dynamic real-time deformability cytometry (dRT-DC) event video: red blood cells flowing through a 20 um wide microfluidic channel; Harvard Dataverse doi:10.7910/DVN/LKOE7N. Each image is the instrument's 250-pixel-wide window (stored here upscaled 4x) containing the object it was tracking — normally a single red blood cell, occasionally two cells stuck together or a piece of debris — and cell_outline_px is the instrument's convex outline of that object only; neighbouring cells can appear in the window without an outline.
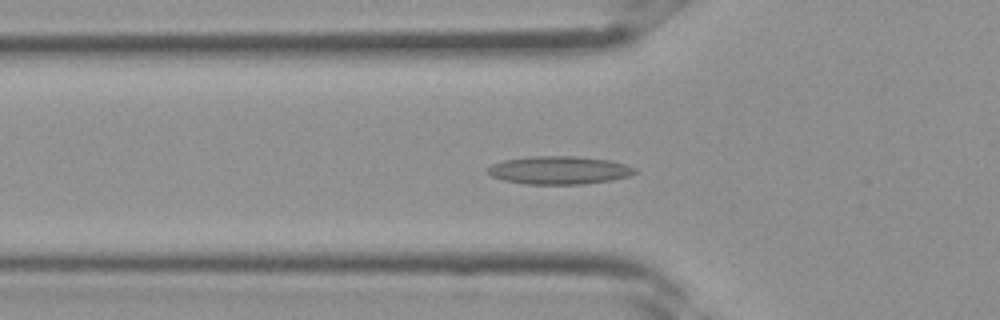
{"species": "Egyptian fruit bat (a non-hibernating species)", "species_latin": "Rousettus aegyptiacus", "temperature_condition": "room temperature", "stored_images_in_passage": 36, "segment_of_instrument_passage": [1, 2], "camera_frame_rate_fps": 3000, "um_per_image_px": 0.085, "frame": {"image": 1, "passage_image": 12, "time_ms": 3.667, "image_size_px": [1000, 320], "cell_outline_px": [[636, 172], [628, 176], [612, 180], [584, 184], [524, 184], [504, 180], [492, 176], [488, 172], [488, 168], [492, 164], [504, 160], [528, 156], [576, 156], [612, 160], [636, 168]], "centroid_in_image_um": [47.54, 14.46], "position_along_channel_um": 78.3, "area_um2": 24.1}}
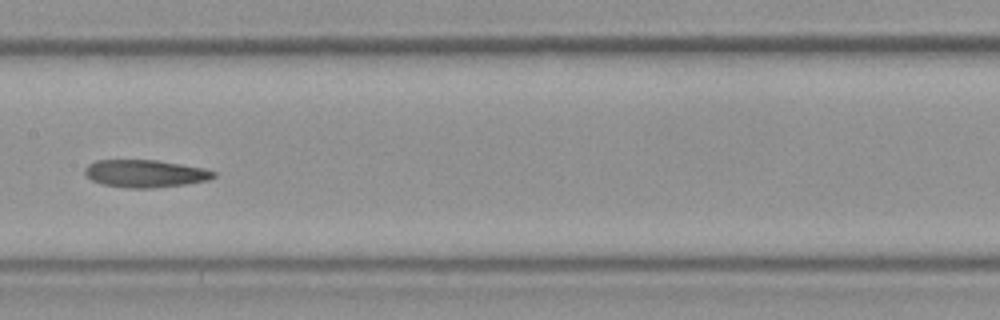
{"frame": {"image": 2, "passage_image": 18, "time_ms": 5.667, "image_size_px": [1000, 320], "cell_outline_px": [[216, 176], [208, 180], [184, 184], [152, 188], [128, 188], [100, 184], [92, 180], [84, 172], [84, 168], [88, 164], [96, 160], [156, 160], [204, 168], [216, 172]], "centroid_in_image_um": [12.32, 14.75], "position_along_channel_um": 195.1, "area_um2": 20.63}}
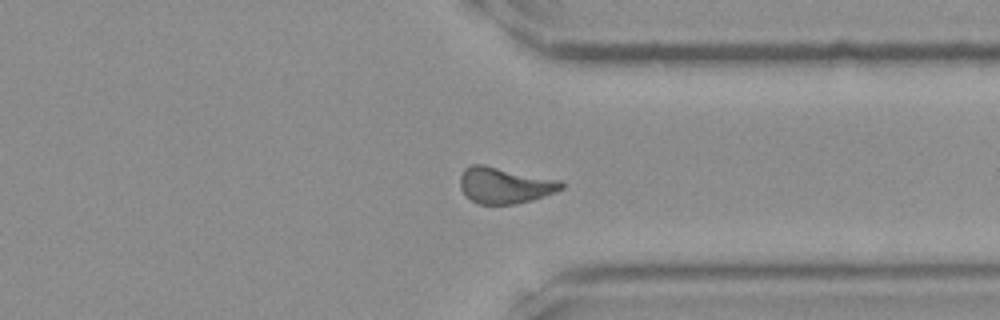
{"frame": {"image": 3, "passage_image": 27, "time_ms": 8.667, "image_size_px": [1000, 320], "cell_outline_px": [[564, 188], [544, 196], [532, 200], [516, 204], [476, 204], [464, 196], [460, 188], [460, 176], [464, 168], [472, 164], [484, 164], [564, 180]], "centroid_in_image_um": [42.9, 15.74], "position_along_channel_um": 368.5, "area_um2": 21.91}}